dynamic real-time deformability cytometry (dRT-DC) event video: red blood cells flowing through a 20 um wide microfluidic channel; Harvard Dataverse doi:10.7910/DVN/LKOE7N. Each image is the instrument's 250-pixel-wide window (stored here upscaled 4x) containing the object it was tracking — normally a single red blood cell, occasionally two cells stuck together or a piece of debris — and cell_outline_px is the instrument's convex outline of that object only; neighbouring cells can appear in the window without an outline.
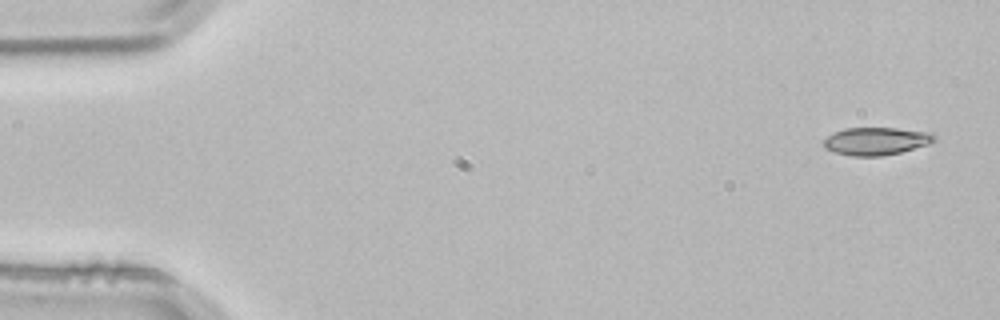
{"species": "common noctule bat (a hibernating species)", "species_latin": "Nyctalus noctula", "temperature_condition": "room temperature", "stored_images_in_passage": 4, "camera_frame_rate_fps": 3000, "um_per_image_px": 0.085, "animal": {"sex": "male", "body_mass_g": 21.5, "forearm_length_mm": 52.0}, "frame": {"image": 1, "passage_image": 1, "time_ms": 0.0, "image_size_px": [1000, 320], "cell_outline_px": [[936, 140], [928, 144], [900, 152], [880, 156], [852, 156], [836, 152], [828, 148], [824, 144], [824, 140], [828, 136], [844, 128], [896, 128], [932, 132], [936, 136]], "centroid_in_image_um": [74.53, 11.98], "position_along_channel_um": 10.5, "area_um2": 17.63}}
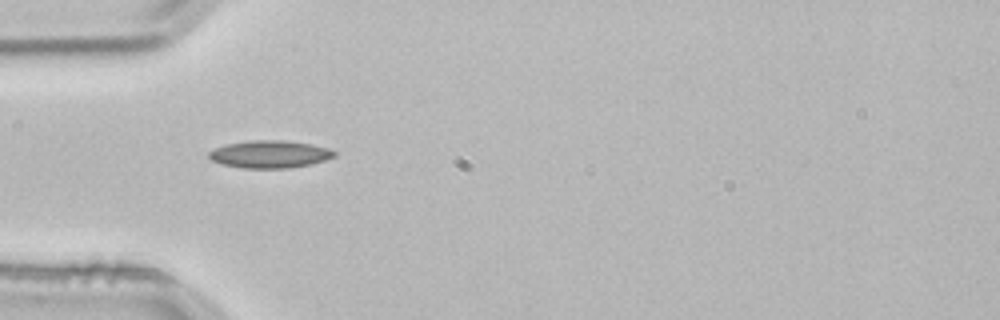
{"frame": {"image": 2, "passage_image": 4, "time_ms": 1.0, "image_size_px": [1000, 320], "cell_outline_px": [[336, 156], [312, 164], [288, 168], [240, 168], [220, 164], [212, 160], [208, 156], [208, 152], [216, 148], [228, 144], [252, 140], [280, 140], [312, 144], [328, 148], [336, 152]], "centroid_in_image_um": [22.93, 13.12], "position_along_channel_um": 62.1, "area_um2": 20.06}}